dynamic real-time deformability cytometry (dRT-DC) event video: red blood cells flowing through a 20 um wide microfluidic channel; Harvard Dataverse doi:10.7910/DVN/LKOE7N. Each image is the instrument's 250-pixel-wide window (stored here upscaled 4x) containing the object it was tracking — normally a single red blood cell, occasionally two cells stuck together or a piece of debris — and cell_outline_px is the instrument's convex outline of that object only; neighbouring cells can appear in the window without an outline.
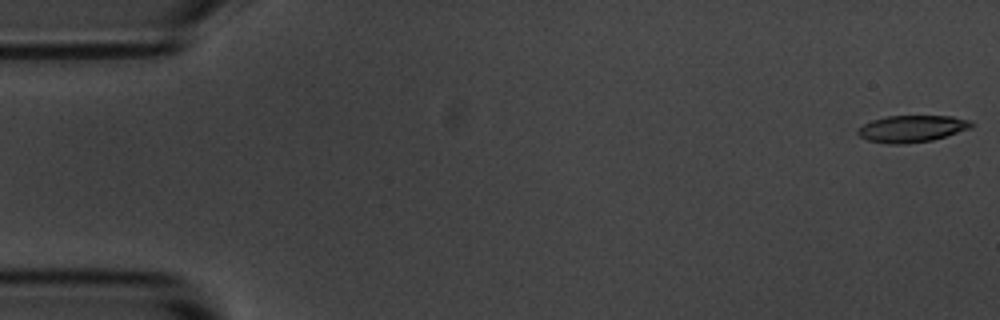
{"species": "common noctule bat (a hibernating species)", "species_latin": "Nyctalus noctula", "temperature_condition": "room temperature", "stored_images_in_passage": 6, "segment_of_instrument_passage": [1, 2], "camera_frame_rate_fps": 3000, "um_per_image_px": 0.085, "animal": {"sex": "male", "body_mass_g": 20.1, "forearm_length_mm": 53.5}, "frame": {"image": 1, "passage_image": 1, "time_ms": 0.0, "image_size_px": [1000, 320], "cell_outline_px": [[976, 124], [972, 128], [932, 140], [900, 144], [888, 144], [868, 140], [860, 136], [856, 132], [864, 124], [872, 120], [888, 116], [952, 116], [968, 120]], "centroid_in_image_um": [77.54, 10.93], "position_along_channel_um": 7.5, "area_um2": 17.63}}
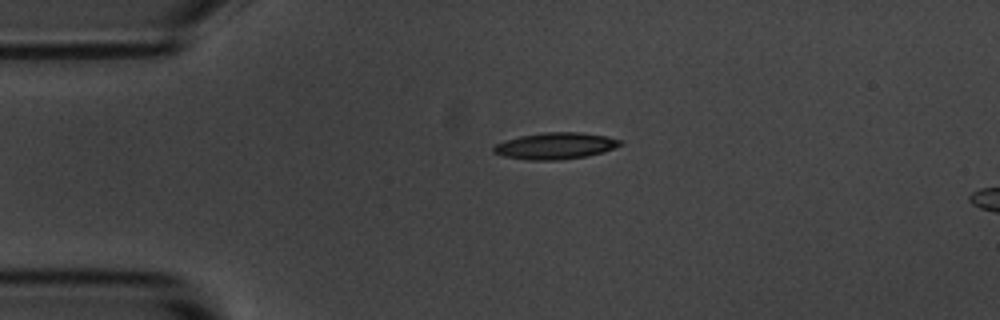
{"frame": {"image": 2, "passage_image": 4, "time_ms": 3.667, "image_size_px": [1000, 320], "cell_outline_px": [[624, 144], [604, 152], [588, 156], [560, 160], [528, 160], [504, 156], [492, 152], [492, 148], [496, 144], [504, 140], [520, 136], [544, 132], [584, 132], [608, 136], [624, 140]], "centroid_in_image_um": [47.26, 12.39], "position_along_channel_um": 37.7, "area_um2": 19.94}}